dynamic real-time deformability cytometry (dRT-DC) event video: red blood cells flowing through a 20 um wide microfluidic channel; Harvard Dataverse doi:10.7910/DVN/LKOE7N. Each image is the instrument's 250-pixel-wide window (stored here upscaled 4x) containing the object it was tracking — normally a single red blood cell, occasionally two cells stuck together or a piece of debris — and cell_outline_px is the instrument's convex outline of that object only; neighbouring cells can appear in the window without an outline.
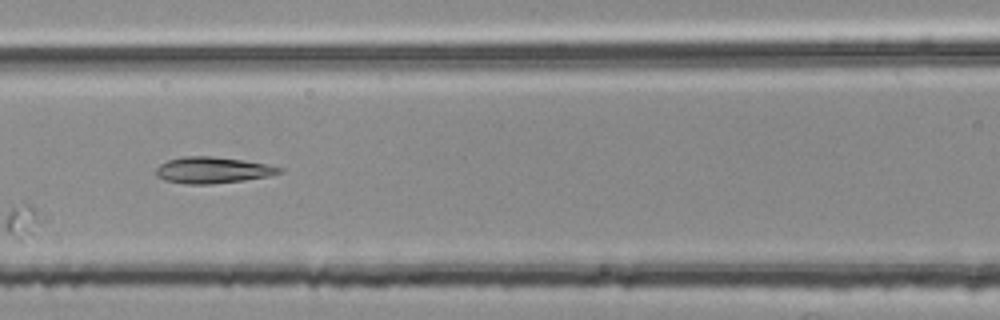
{"species": "common noctule bat (a hibernating species)", "species_latin": "Nyctalus noctula", "temperature_condition": "room temperature", "stored_images_in_passage": 5, "segment_of_instrument_passage": [1, 2], "camera_frame_rate_fps": 3000, "um_per_image_px": 0.085, "animal": {"sex": "female", "body_mass_g": 25.1}, "frame": {"image": 1, "passage_image": 4, "time_ms": 1.0, "image_size_px": [1000, 320], "cell_outline_px": [[284, 168], [280, 172], [268, 176], [244, 180], [212, 184], [188, 184], [164, 180], [156, 176], [156, 168], [160, 164], [168, 160], [184, 156], [212, 156], [268, 164]], "centroid_in_image_um": [18.05, 14.46], "position_along_channel_um": 148.6, "area_um2": 18.79}}